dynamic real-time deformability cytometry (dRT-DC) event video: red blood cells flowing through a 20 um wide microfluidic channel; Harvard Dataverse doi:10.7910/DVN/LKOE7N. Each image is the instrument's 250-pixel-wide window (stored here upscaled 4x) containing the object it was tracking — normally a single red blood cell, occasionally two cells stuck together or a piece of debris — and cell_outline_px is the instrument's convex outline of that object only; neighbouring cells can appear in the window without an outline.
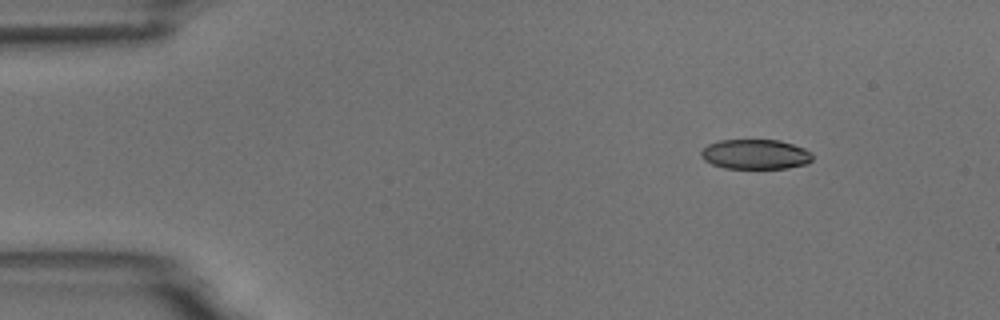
{"species": "common noctule bat (a hibernating species)", "species_latin": "Nyctalus noctula", "temperature_condition": "room temperature", "stored_images_in_passage": 7, "camera_frame_rate_fps": 3000, "um_per_image_px": 0.085, "animal": {"sex": "male", "body_mass_g": 18.8}, "frame": {"image": 1, "passage_image": 1, "time_ms": 0.0, "image_size_px": [1000, 320], "cell_outline_px": [[812, 160], [808, 164], [788, 168], [724, 168], [712, 164], [704, 160], [700, 156], [700, 152], [708, 144], [720, 140], [780, 140], [804, 148], [812, 152]], "centroid_in_image_um": [64.22, 13.11], "position_along_channel_um": 20.8, "area_um2": 19.48}}
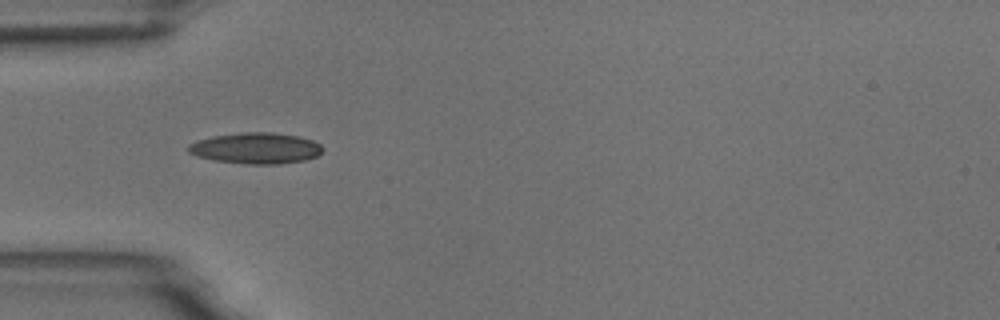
{"frame": {"image": 2, "passage_image": 4, "time_ms": 3.333, "image_size_px": [1000, 320], "cell_outline_px": [[324, 148], [316, 156], [304, 160], [280, 164], [244, 164], [212, 160], [196, 156], [188, 152], [188, 144], [196, 140], [212, 136], [244, 132], [272, 132], [300, 136], [312, 140], [320, 144]], "centroid_in_image_um": [21.72, 12.59], "position_along_channel_um": 63.3, "area_um2": 24.51}}